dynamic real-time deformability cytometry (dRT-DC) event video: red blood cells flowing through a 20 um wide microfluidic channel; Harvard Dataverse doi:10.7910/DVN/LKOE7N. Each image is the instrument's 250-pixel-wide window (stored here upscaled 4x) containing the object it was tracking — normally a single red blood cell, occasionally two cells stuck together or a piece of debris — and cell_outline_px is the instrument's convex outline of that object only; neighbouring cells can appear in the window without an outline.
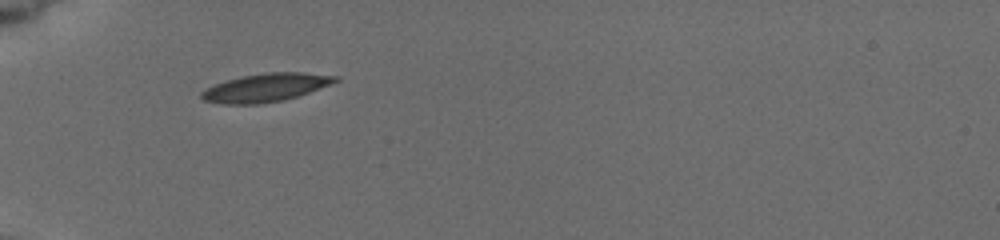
{"species": "common noctule bat (a hibernating species)", "species_latin": "Nyctalus noctula", "temperature_condition": "cold", "stored_images_in_passage": 12, "camera_frame_rate_fps": 3000, "um_per_image_px": 0.085, "animal": {"sex": "female", "body_mass_g": 19.5, "forearm_length_mm": 54.1}, "frame": {"image": 1, "passage_image": 1, "time_ms": 0.0, "image_size_px": [1000, 240], "cell_outline_px": [[340, 80], [308, 92], [296, 96], [280, 100], [260, 104], [224, 104], [204, 100], [200, 96], [200, 92], [216, 84], [228, 80], [244, 76], [268, 72], [304, 72], [340, 76]], "centroid_in_image_um": [22.61, 7.44], "position_along_channel_um": 62.4, "area_um2": 21.62}}
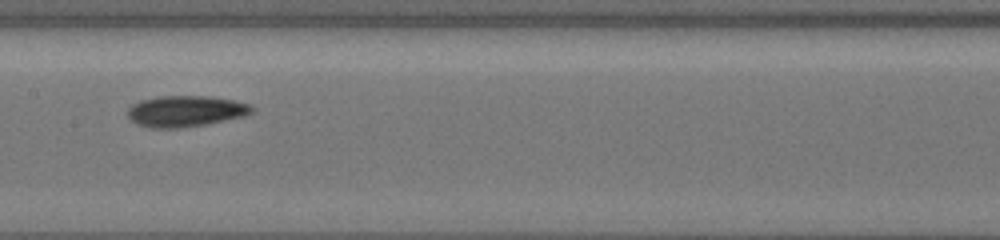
{"frame": {"image": 2, "passage_image": 5, "time_ms": 3.667, "image_size_px": [1000, 240], "cell_outline_px": [[256, 112], [248, 116], [208, 124], [180, 128], [152, 128], [136, 124], [128, 116], [128, 108], [132, 104], [140, 100], [156, 96], [212, 96], [236, 100], [252, 104], [256, 108]], "centroid_in_image_um": [15.87, 9.44], "position_along_channel_um": 191.5, "area_um2": 23.18}}
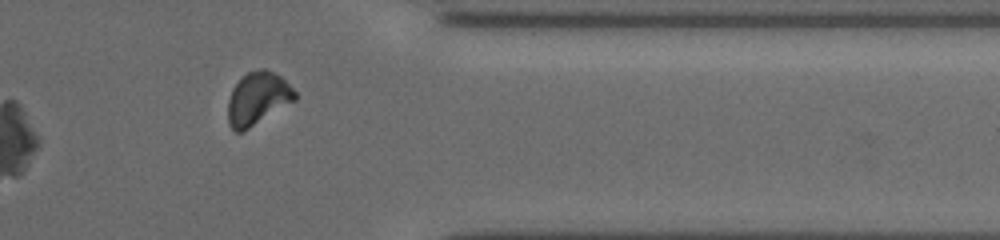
{"frame": {"image": 3, "passage_image": 10, "time_ms": 9.0, "image_size_px": [1000, 240], "cell_outline_px": [[296, 100], [244, 132], [236, 132], [228, 124], [228, 100], [232, 88], [248, 72], [260, 68], [264, 68], [280, 76], [296, 92]], "centroid_in_image_um": [21.9, 8.4], "position_along_channel_um": 389.5, "area_um2": 20.58}, "authors_computed_cell_mechanics": {"area_um2": 21.7617, "velocity_mm_per_s": 3.8373, "shape_relaxation_time_tau1_ms": 2.9524, "shape_relaxation_time_tau2_ms": null, "deformation_change_tau1": 0.0987, "deformation_change_tau2": null}}